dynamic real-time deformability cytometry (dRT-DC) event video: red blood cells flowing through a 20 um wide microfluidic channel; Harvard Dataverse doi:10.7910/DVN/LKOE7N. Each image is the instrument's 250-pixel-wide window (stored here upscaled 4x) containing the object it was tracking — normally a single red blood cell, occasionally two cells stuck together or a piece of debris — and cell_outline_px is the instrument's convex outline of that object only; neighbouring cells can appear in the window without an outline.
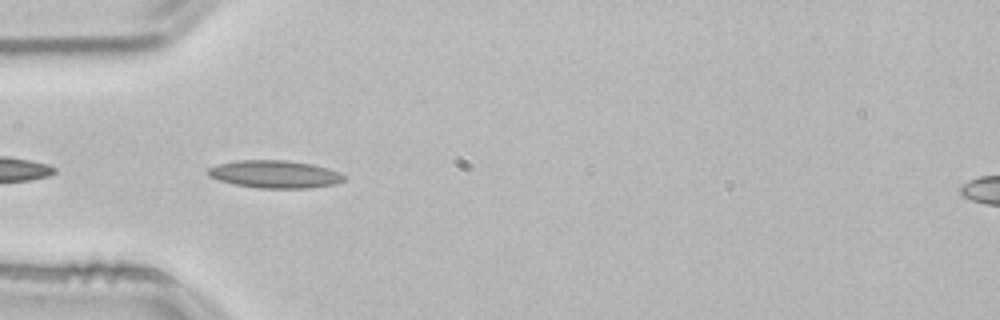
{"species": "common noctule bat (a hibernating species)", "species_latin": "Nyctalus noctula", "temperature_condition": "room temperature", "stored_images_in_passage": 6, "camera_frame_rate_fps": 3000, "um_per_image_px": 0.085, "animal": {"sex": "male", "body_mass_g": 21.5, "forearm_length_mm": 52.0}, "frame": {"image": 1, "passage_image": 2, "time_ms": 0.333, "image_size_px": [1000, 320], "cell_outline_px": [[344, 180], [336, 184], [308, 188], [260, 188], [236, 184], [220, 180], [208, 176], [208, 168], [216, 164], [240, 160], [288, 160], [312, 164], [328, 168], [340, 172], [344, 176]], "centroid_in_image_um": [23.38, 14.8], "position_along_channel_um": 61.6, "area_um2": 21.85}}